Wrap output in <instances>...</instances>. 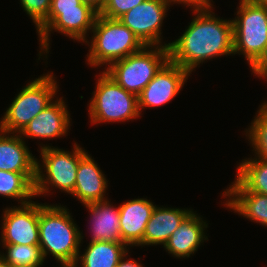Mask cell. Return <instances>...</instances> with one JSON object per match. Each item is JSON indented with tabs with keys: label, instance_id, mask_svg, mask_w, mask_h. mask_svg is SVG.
<instances>
[{
	"label": "cell",
	"instance_id": "obj_1",
	"mask_svg": "<svg viewBox=\"0 0 267 267\" xmlns=\"http://www.w3.org/2000/svg\"><path fill=\"white\" fill-rule=\"evenodd\" d=\"M211 6L193 7L197 16L182 36L168 43L169 60L189 73L207 59L234 54L232 20L215 17Z\"/></svg>",
	"mask_w": 267,
	"mask_h": 267
},
{
	"label": "cell",
	"instance_id": "obj_2",
	"mask_svg": "<svg viewBox=\"0 0 267 267\" xmlns=\"http://www.w3.org/2000/svg\"><path fill=\"white\" fill-rule=\"evenodd\" d=\"M68 210L39 203V246L44 260L50 253L61 264L76 263L83 236Z\"/></svg>",
	"mask_w": 267,
	"mask_h": 267
},
{
	"label": "cell",
	"instance_id": "obj_3",
	"mask_svg": "<svg viewBox=\"0 0 267 267\" xmlns=\"http://www.w3.org/2000/svg\"><path fill=\"white\" fill-rule=\"evenodd\" d=\"M91 32L93 37L87 64L95 68L104 64L109 66L145 46L119 19H109L98 14Z\"/></svg>",
	"mask_w": 267,
	"mask_h": 267
},
{
	"label": "cell",
	"instance_id": "obj_4",
	"mask_svg": "<svg viewBox=\"0 0 267 267\" xmlns=\"http://www.w3.org/2000/svg\"><path fill=\"white\" fill-rule=\"evenodd\" d=\"M168 46H144L140 51L111 63L104 72L126 91L138 96L169 60Z\"/></svg>",
	"mask_w": 267,
	"mask_h": 267
},
{
	"label": "cell",
	"instance_id": "obj_5",
	"mask_svg": "<svg viewBox=\"0 0 267 267\" xmlns=\"http://www.w3.org/2000/svg\"><path fill=\"white\" fill-rule=\"evenodd\" d=\"M54 78L53 73H47L26 85L7 108L0 121V130L19 134L31 120L47 108L58 92Z\"/></svg>",
	"mask_w": 267,
	"mask_h": 267
},
{
	"label": "cell",
	"instance_id": "obj_6",
	"mask_svg": "<svg viewBox=\"0 0 267 267\" xmlns=\"http://www.w3.org/2000/svg\"><path fill=\"white\" fill-rule=\"evenodd\" d=\"M232 20L234 55L241 54L252 68L267 49V6L240 0Z\"/></svg>",
	"mask_w": 267,
	"mask_h": 267
},
{
	"label": "cell",
	"instance_id": "obj_7",
	"mask_svg": "<svg viewBox=\"0 0 267 267\" xmlns=\"http://www.w3.org/2000/svg\"><path fill=\"white\" fill-rule=\"evenodd\" d=\"M40 152L43 165L36 160L35 196L51 191L49 186L71 194L76 183L79 161L87 152L76 143L72 152L47 145L41 146ZM41 167L45 168L46 175Z\"/></svg>",
	"mask_w": 267,
	"mask_h": 267
},
{
	"label": "cell",
	"instance_id": "obj_8",
	"mask_svg": "<svg viewBox=\"0 0 267 267\" xmlns=\"http://www.w3.org/2000/svg\"><path fill=\"white\" fill-rule=\"evenodd\" d=\"M98 76L89 104L92 123L124 122L140 117L137 95L126 91L104 71Z\"/></svg>",
	"mask_w": 267,
	"mask_h": 267
},
{
	"label": "cell",
	"instance_id": "obj_9",
	"mask_svg": "<svg viewBox=\"0 0 267 267\" xmlns=\"http://www.w3.org/2000/svg\"><path fill=\"white\" fill-rule=\"evenodd\" d=\"M98 14L99 12L92 6H78V9L70 10H50L47 23L38 32L42 47L40 49H43L39 55L42 56V52L49 53V36L53 30L89 45L86 34L92 30Z\"/></svg>",
	"mask_w": 267,
	"mask_h": 267
},
{
	"label": "cell",
	"instance_id": "obj_10",
	"mask_svg": "<svg viewBox=\"0 0 267 267\" xmlns=\"http://www.w3.org/2000/svg\"><path fill=\"white\" fill-rule=\"evenodd\" d=\"M171 3L169 0H145L126 12L119 20L145 46H162L160 29Z\"/></svg>",
	"mask_w": 267,
	"mask_h": 267
},
{
	"label": "cell",
	"instance_id": "obj_11",
	"mask_svg": "<svg viewBox=\"0 0 267 267\" xmlns=\"http://www.w3.org/2000/svg\"><path fill=\"white\" fill-rule=\"evenodd\" d=\"M6 208L3 215V244L39 245V203Z\"/></svg>",
	"mask_w": 267,
	"mask_h": 267
},
{
	"label": "cell",
	"instance_id": "obj_12",
	"mask_svg": "<svg viewBox=\"0 0 267 267\" xmlns=\"http://www.w3.org/2000/svg\"><path fill=\"white\" fill-rule=\"evenodd\" d=\"M188 76L187 70L168 60L138 95L139 112L171 101L179 94Z\"/></svg>",
	"mask_w": 267,
	"mask_h": 267
},
{
	"label": "cell",
	"instance_id": "obj_13",
	"mask_svg": "<svg viewBox=\"0 0 267 267\" xmlns=\"http://www.w3.org/2000/svg\"><path fill=\"white\" fill-rule=\"evenodd\" d=\"M70 114L64 100L57 98L41 111L29 124L19 133L22 137L49 139L62 137L67 134L70 126Z\"/></svg>",
	"mask_w": 267,
	"mask_h": 267
},
{
	"label": "cell",
	"instance_id": "obj_14",
	"mask_svg": "<svg viewBox=\"0 0 267 267\" xmlns=\"http://www.w3.org/2000/svg\"><path fill=\"white\" fill-rule=\"evenodd\" d=\"M154 205L146 198H137L119 206V224L122 243L137 246L142 240Z\"/></svg>",
	"mask_w": 267,
	"mask_h": 267
},
{
	"label": "cell",
	"instance_id": "obj_15",
	"mask_svg": "<svg viewBox=\"0 0 267 267\" xmlns=\"http://www.w3.org/2000/svg\"><path fill=\"white\" fill-rule=\"evenodd\" d=\"M197 215L191 211L164 245L166 251L173 254L172 256L177 258L190 257L204 240H208L207 236L204 235V230L208 227L206 221L204 222Z\"/></svg>",
	"mask_w": 267,
	"mask_h": 267
},
{
	"label": "cell",
	"instance_id": "obj_16",
	"mask_svg": "<svg viewBox=\"0 0 267 267\" xmlns=\"http://www.w3.org/2000/svg\"><path fill=\"white\" fill-rule=\"evenodd\" d=\"M94 159L86 153L79 161L76 183L71 193L83 205L105 201L107 180Z\"/></svg>",
	"mask_w": 267,
	"mask_h": 267
},
{
	"label": "cell",
	"instance_id": "obj_17",
	"mask_svg": "<svg viewBox=\"0 0 267 267\" xmlns=\"http://www.w3.org/2000/svg\"><path fill=\"white\" fill-rule=\"evenodd\" d=\"M24 137L0 130V170L14 173H36L35 156L23 141Z\"/></svg>",
	"mask_w": 267,
	"mask_h": 267
},
{
	"label": "cell",
	"instance_id": "obj_18",
	"mask_svg": "<svg viewBox=\"0 0 267 267\" xmlns=\"http://www.w3.org/2000/svg\"><path fill=\"white\" fill-rule=\"evenodd\" d=\"M191 211L155 206L146 225L143 240L137 246L162 244L164 247L171 234Z\"/></svg>",
	"mask_w": 267,
	"mask_h": 267
},
{
	"label": "cell",
	"instance_id": "obj_19",
	"mask_svg": "<svg viewBox=\"0 0 267 267\" xmlns=\"http://www.w3.org/2000/svg\"><path fill=\"white\" fill-rule=\"evenodd\" d=\"M91 213L92 239L97 241L122 242L119 224V206H111L108 200L84 205Z\"/></svg>",
	"mask_w": 267,
	"mask_h": 267
},
{
	"label": "cell",
	"instance_id": "obj_20",
	"mask_svg": "<svg viewBox=\"0 0 267 267\" xmlns=\"http://www.w3.org/2000/svg\"><path fill=\"white\" fill-rule=\"evenodd\" d=\"M226 207L253 222L267 226V195L251 191H224Z\"/></svg>",
	"mask_w": 267,
	"mask_h": 267
},
{
	"label": "cell",
	"instance_id": "obj_21",
	"mask_svg": "<svg viewBox=\"0 0 267 267\" xmlns=\"http://www.w3.org/2000/svg\"><path fill=\"white\" fill-rule=\"evenodd\" d=\"M232 185L225 191H251L267 195V160L259 157L242 161Z\"/></svg>",
	"mask_w": 267,
	"mask_h": 267
},
{
	"label": "cell",
	"instance_id": "obj_22",
	"mask_svg": "<svg viewBox=\"0 0 267 267\" xmlns=\"http://www.w3.org/2000/svg\"><path fill=\"white\" fill-rule=\"evenodd\" d=\"M82 256L79 254L76 267H116L129 247L122 242L97 241L89 243Z\"/></svg>",
	"mask_w": 267,
	"mask_h": 267
},
{
	"label": "cell",
	"instance_id": "obj_23",
	"mask_svg": "<svg viewBox=\"0 0 267 267\" xmlns=\"http://www.w3.org/2000/svg\"><path fill=\"white\" fill-rule=\"evenodd\" d=\"M36 173H14L0 170V195L18 199L24 205L35 197ZM29 199V200H28Z\"/></svg>",
	"mask_w": 267,
	"mask_h": 267
},
{
	"label": "cell",
	"instance_id": "obj_24",
	"mask_svg": "<svg viewBox=\"0 0 267 267\" xmlns=\"http://www.w3.org/2000/svg\"><path fill=\"white\" fill-rule=\"evenodd\" d=\"M7 254L0 256L12 267L41 266L44 257L39 245L3 244Z\"/></svg>",
	"mask_w": 267,
	"mask_h": 267
},
{
	"label": "cell",
	"instance_id": "obj_25",
	"mask_svg": "<svg viewBox=\"0 0 267 267\" xmlns=\"http://www.w3.org/2000/svg\"><path fill=\"white\" fill-rule=\"evenodd\" d=\"M257 112L250 128L246 131V136L252 143L255 157L267 160V112L261 108Z\"/></svg>",
	"mask_w": 267,
	"mask_h": 267
},
{
	"label": "cell",
	"instance_id": "obj_26",
	"mask_svg": "<svg viewBox=\"0 0 267 267\" xmlns=\"http://www.w3.org/2000/svg\"><path fill=\"white\" fill-rule=\"evenodd\" d=\"M22 8L33 20L37 32L47 23V17L51 8V0H20Z\"/></svg>",
	"mask_w": 267,
	"mask_h": 267
},
{
	"label": "cell",
	"instance_id": "obj_27",
	"mask_svg": "<svg viewBox=\"0 0 267 267\" xmlns=\"http://www.w3.org/2000/svg\"><path fill=\"white\" fill-rule=\"evenodd\" d=\"M144 1L145 0H106L99 11V15L109 19H119L126 12Z\"/></svg>",
	"mask_w": 267,
	"mask_h": 267
},
{
	"label": "cell",
	"instance_id": "obj_28",
	"mask_svg": "<svg viewBox=\"0 0 267 267\" xmlns=\"http://www.w3.org/2000/svg\"><path fill=\"white\" fill-rule=\"evenodd\" d=\"M78 6H90L81 0H51L50 10L78 9Z\"/></svg>",
	"mask_w": 267,
	"mask_h": 267
},
{
	"label": "cell",
	"instance_id": "obj_29",
	"mask_svg": "<svg viewBox=\"0 0 267 267\" xmlns=\"http://www.w3.org/2000/svg\"><path fill=\"white\" fill-rule=\"evenodd\" d=\"M252 73L258 77L267 79V49L265 54L259 59V61L251 68Z\"/></svg>",
	"mask_w": 267,
	"mask_h": 267
},
{
	"label": "cell",
	"instance_id": "obj_30",
	"mask_svg": "<svg viewBox=\"0 0 267 267\" xmlns=\"http://www.w3.org/2000/svg\"><path fill=\"white\" fill-rule=\"evenodd\" d=\"M127 254L128 252L120 259L116 267H143L142 264H140L136 260H132V259L124 260Z\"/></svg>",
	"mask_w": 267,
	"mask_h": 267
},
{
	"label": "cell",
	"instance_id": "obj_31",
	"mask_svg": "<svg viewBox=\"0 0 267 267\" xmlns=\"http://www.w3.org/2000/svg\"><path fill=\"white\" fill-rule=\"evenodd\" d=\"M169 1L174 2V4L175 3H177V4L183 3V4L187 5L188 7L192 6L191 8L205 5V3L202 0H169Z\"/></svg>",
	"mask_w": 267,
	"mask_h": 267
},
{
	"label": "cell",
	"instance_id": "obj_32",
	"mask_svg": "<svg viewBox=\"0 0 267 267\" xmlns=\"http://www.w3.org/2000/svg\"><path fill=\"white\" fill-rule=\"evenodd\" d=\"M83 3L89 4L98 12L101 10L106 0H81Z\"/></svg>",
	"mask_w": 267,
	"mask_h": 267
},
{
	"label": "cell",
	"instance_id": "obj_33",
	"mask_svg": "<svg viewBox=\"0 0 267 267\" xmlns=\"http://www.w3.org/2000/svg\"><path fill=\"white\" fill-rule=\"evenodd\" d=\"M248 1L253 4L267 6V0H248Z\"/></svg>",
	"mask_w": 267,
	"mask_h": 267
},
{
	"label": "cell",
	"instance_id": "obj_34",
	"mask_svg": "<svg viewBox=\"0 0 267 267\" xmlns=\"http://www.w3.org/2000/svg\"><path fill=\"white\" fill-rule=\"evenodd\" d=\"M0 267H12L9 263H7L1 256H0Z\"/></svg>",
	"mask_w": 267,
	"mask_h": 267
},
{
	"label": "cell",
	"instance_id": "obj_35",
	"mask_svg": "<svg viewBox=\"0 0 267 267\" xmlns=\"http://www.w3.org/2000/svg\"><path fill=\"white\" fill-rule=\"evenodd\" d=\"M267 81V80H266ZM260 108L267 112V101L260 105Z\"/></svg>",
	"mask_w": 267,
	"mask_h": 267
},
{
	"label": "cell",
	"instance_id": "obj_36",
	"mask_svg": "<svg viewBox=\"0 0 267 267\" xmlns=\"http://www.w3.org/2000/svg\"><path fill=\"white\" fill-rule=\"evenodd\" d=\"M60 267H76L75 264H61Z\"/></svg>",
	"mask_w": 267,
	"mask_h": 267
},
{
	"label": "cell",
	"instance_id": "obj_37",
	"mask_svg": "<svg viewBox=\"0 0 267 267\" xmlns=\"http://www.w3.org/2000/svg\"><path fill=\"white\" fill-rule=\"evenodd\" d=\"M205 4H211V0H202Z\"/></svg>",
	"mask_w": 267,
	"mask_h": 267
}]
</instances>
